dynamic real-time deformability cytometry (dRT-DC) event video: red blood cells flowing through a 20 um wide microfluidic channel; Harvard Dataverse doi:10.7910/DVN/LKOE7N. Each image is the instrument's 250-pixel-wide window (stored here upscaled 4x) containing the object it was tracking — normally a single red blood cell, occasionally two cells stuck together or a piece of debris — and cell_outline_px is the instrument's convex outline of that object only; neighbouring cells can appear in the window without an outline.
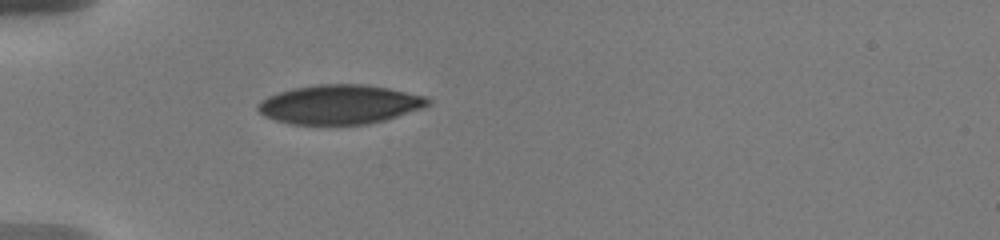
{"species": "human", "species_latin": "Homo sapiens", "temperature_condition": "warm", "stored_images_in_passage": 1, "camera_frame_rate_fps": 3000, "um_per_image_px": 0.085, "donor": {"sex": "male"}, "frame": {"image": 1, "passage_image": 1, "time_ms": 0.0, "image_size_px": [1000, 240], "cell_outline_px": [[432, 104], [424, 108], [384, 120], [368, 124], [292, 124], [276, 120], [264, 116], [256, 108], [256, 104], [260, 100], [268, 96], [292, 88], [320, 84], [364, 84], [388, 88], [428, 96], [432, 100]], "centroid_in_image_um": [28.91, 8.87], "position_along_channel_um": 56.1, "area_um2": 39.07}}